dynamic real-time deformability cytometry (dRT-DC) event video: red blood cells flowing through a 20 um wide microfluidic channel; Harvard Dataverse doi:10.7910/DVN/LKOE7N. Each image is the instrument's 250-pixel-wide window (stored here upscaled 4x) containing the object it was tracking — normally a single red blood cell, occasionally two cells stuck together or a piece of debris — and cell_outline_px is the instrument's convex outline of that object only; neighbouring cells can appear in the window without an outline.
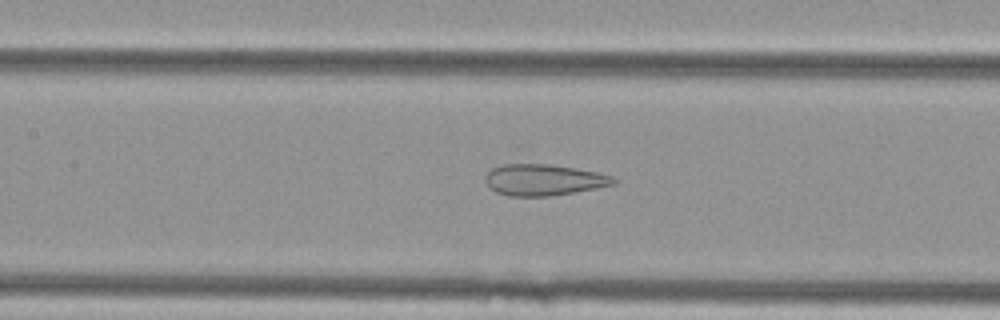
{"species": "Egyptian fruit bat (a non-hibernating species)", "species_latin": "Rousettus aegyptiacus", "temperature_condition": "cold", "stored_images_in_passage": 50, "camera_frame_rate_fps": 3000, "um_per_image_px": 0.085, "animal": {"sex": "female"}, "frame": {"image": 1, "passage_image": 24, "time_ms": 7.667, "image_size_px": [1000, 320], "cell_outline_px": [[620, 180], [616, 184], [596, 188], [552, 196], [508, 196], [496, 192], [484, 180], [484, 176], [492, 168], [504, 164], [548, 164], [596, 172], [612, 176]], "centroid_in_image_um": [46.22, 15.29], "position_along_channel_um": 161.2, "area_um2": 23.29}}
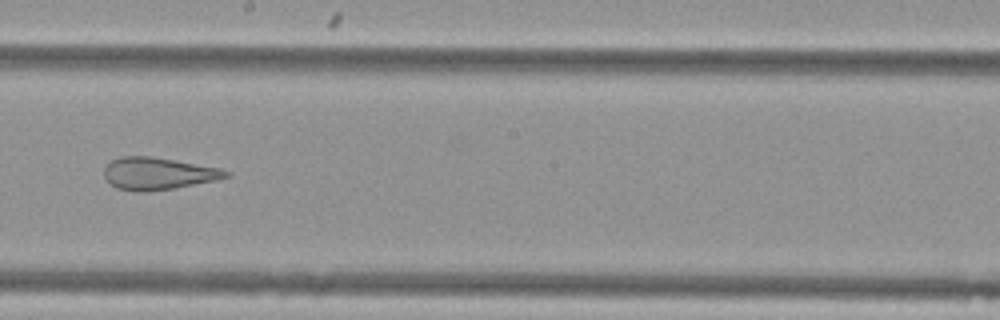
{"frame": {"image": 2, "passage_image": 30, "time_ms": 9.667, "image_size_px": [1000, 320], "cell_outline_px": [[232, 172], [228, 176], [216, 180], [172, 188], [144, 192], [136, 192], [116, 188], [104, 176], [104, 168], [112, 160], [120, 156], [148, 156], [220, 168]], "centroid_in_image_um": [13.41, 14.75], "position_along_channel_um": 234.8, "area_um2": 22.54}}
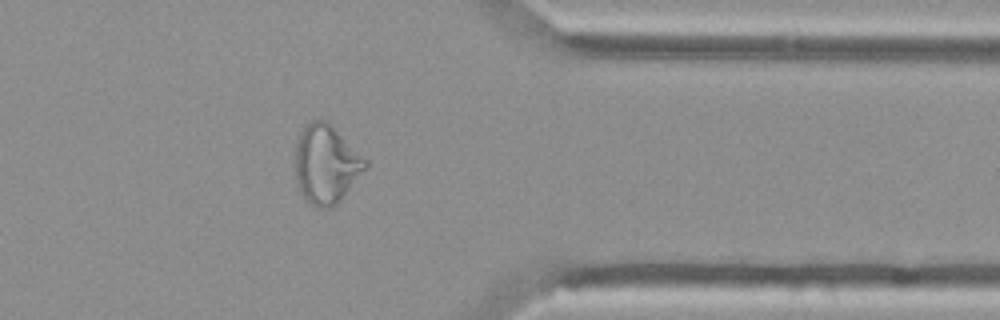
{"frame": {"image": 3, "passage_image": 43, "time_ms": 14.0, "image_size_px": [1000, 320], "cell_outline_px": [[368, 164], [340, 200], [336, 204], [328, 208], [316, 208], [308, 204], [300, 192], [296, 184], [296, 144], [300, 132], [312, 120], [328, 120], [368, 160]], "centroid_in_image_um": [27.71, 13.95], "position_along_channel_um": 383.7, "area_um2": 32.14}}